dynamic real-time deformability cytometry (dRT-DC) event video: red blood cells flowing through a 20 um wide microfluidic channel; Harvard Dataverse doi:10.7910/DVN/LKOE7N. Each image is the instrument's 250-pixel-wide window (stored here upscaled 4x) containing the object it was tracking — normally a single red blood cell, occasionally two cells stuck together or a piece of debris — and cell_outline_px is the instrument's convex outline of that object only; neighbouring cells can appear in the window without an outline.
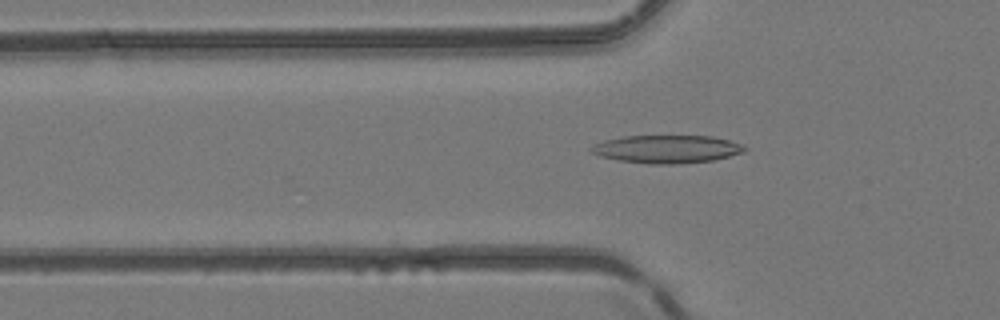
{"species": "common noctule bat (a hibernating species)", "species_latin": "Nyctalus noctula", "temperature_condition": "room temperature", "stored_images_in_passage": 27, "camera_frame_rate_fps": 3000, "um_per_image_px": 0.085, "animal": {"sex": "female", "body_mass_g": 24.6, "forearm_length_mm": 56.2}, "frame": {"image": 1, "passage_image": 17, "time_ms": 5.333, "image_size_px": [1000, 320], "cell_outline_px": [[748, 148], [744, 152], [712, 160], [676, 164], [648, 164], [620, 160], [600, 156], [588, 152], [588, 148], [592, 144], [604, 140], [624, 136], [712, 136], [744, 144]], "centroid_in_image_um": [56.65, 12.67], "position_along_channel_um": 69.2, "area_um2": 25.14}}
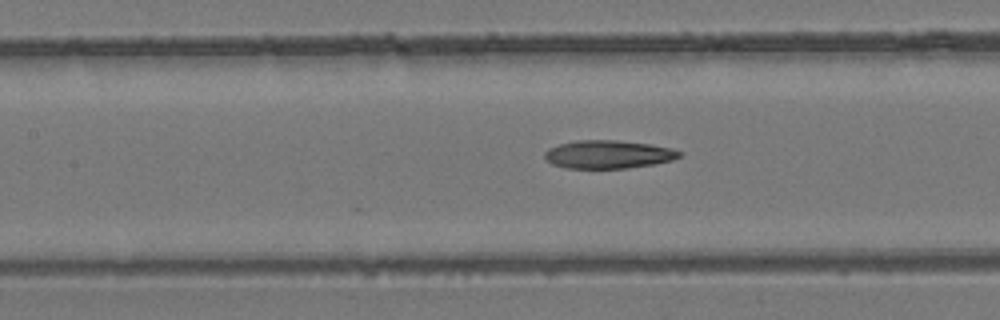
{"frame": {"image": 2, "passage_image": 23, "time_ms": 7.333, "image_size_px": [1000, 320], "cell_outline_px": [[684, 152], [680, 156], [672, 160], [656, 164], [628, 168], [564, 168], [552, 164], [544, 156], [544, 152], [548, 148], [560, 144], [576, 140], [616, 140], [652, 144], [672, 148]], "centroid_in_image_um": [51.73, 13.12], "position_along_channel_um": 155.7, "area_um2": 22.31}}
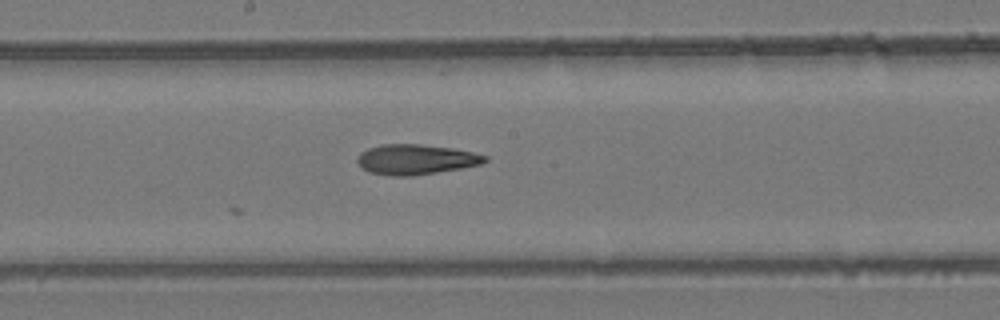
{"frame": {"image": 3, "passage_image": 27, "time_ms": 8.667, "image_size_px": [1000, 320], "cell_outline_px": [[488, 160], [480, 164], [460, 168], [412, 176], [396, 176], [368, 172], [360, 168], [356, 160], [360, 152], [368, 148], [380, 144], [420, 144], [452, 148], [472, 152], [488, 156]], "centroid_in_image_um": [35.3, 13.55], "position_along_channel_um": 212.9, "area_um2": 22.43}}